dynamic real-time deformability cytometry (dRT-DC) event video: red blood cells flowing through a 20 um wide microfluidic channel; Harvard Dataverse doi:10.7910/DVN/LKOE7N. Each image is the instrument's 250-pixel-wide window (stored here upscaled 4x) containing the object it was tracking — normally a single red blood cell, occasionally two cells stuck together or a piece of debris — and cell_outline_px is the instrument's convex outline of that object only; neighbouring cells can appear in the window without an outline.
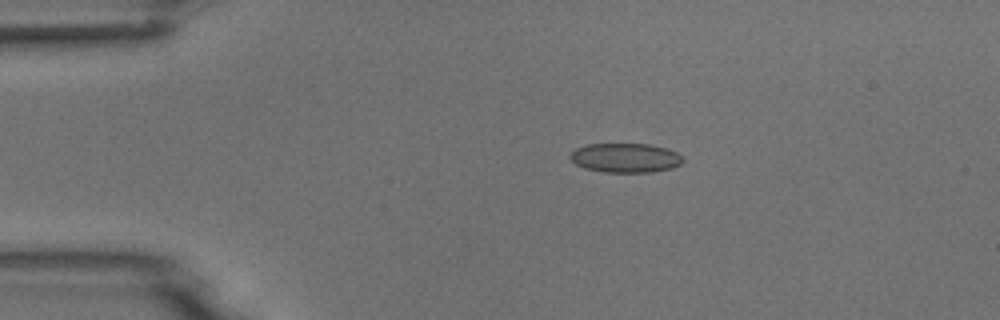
{"species": "common noctule bat (a hibernating species)", "species_latin": "Nyctalus noctula", "temperature_condition": "room temperature", "stored_images_in_passage": 4, "camera_frame_rate_fps": 3000, "um_per_image_px": 0.085, "animal": {"sex": "male", "body_mass_g": 18.8}, "frame": {"image": 1, "passage_image": 2, "time_ms": 0.333, "image_size_px": [1000, 320], "cell_outline_px": [[684, 160], [680, 164], [672, 168], [652, 172], [604, 172], [584, 168], [576, 164], [568, 156], [576, 148], [588, 144], [648, 144], [664, 148], [676, 152]], "centroid_in_image_um": [53.14, 13.42], "position_along_channel_um": 31.9, "area_um2": 19.13}}
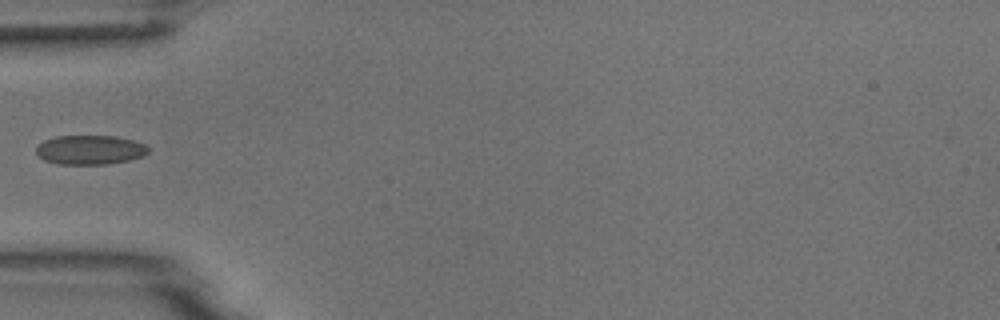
{"frame": {"image": 2, "passage_image": 4, "time_ms": 1.0, "image_size_px": [1000, 320], "cell_outline_px": [[148, 152], [144, 156], [128, 160], [108, 164], [56, 164], [44, 160], [36, 152], [36, 148], [44, 140], [56, 136], [116, 136], [132, 140], [144, 144], [148, 148]], "centroid_in_image_um": [7.65, 12.74], "position_along_channel_um": 77.4, "area_um2": 19.07}}